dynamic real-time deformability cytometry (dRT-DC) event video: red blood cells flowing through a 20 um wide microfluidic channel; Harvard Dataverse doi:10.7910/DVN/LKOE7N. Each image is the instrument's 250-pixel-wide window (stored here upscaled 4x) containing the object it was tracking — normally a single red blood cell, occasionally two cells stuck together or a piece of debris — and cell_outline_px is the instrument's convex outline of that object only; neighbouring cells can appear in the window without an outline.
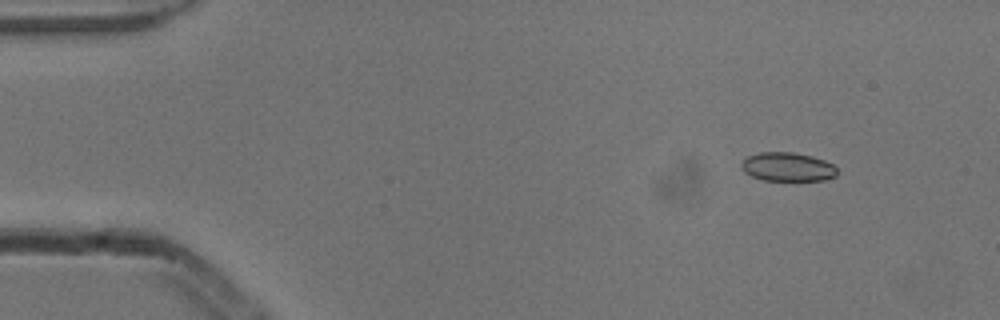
{"species": "common noctule bat (a hibernating species)", "species_latin": "Nyctalus noctula", "temperature_condition": "cold", "stored_images_in_passage": 4, "camera_frame_rate_fps": 3000, "um_per_image_px": 0.085, "animal": {"sex": "male", "body_mass_g": 13.3}, "frame": {"image": 1, "passage_image": 1, "time_ms": 0.0, "image_size_px": [1000, 320], "cell_outline_px": [[836, 176], [824, 180], [764, 180], [752, 176], [744, 172], [740, 164], [748, 156], [760, 152], [792, 152], [812, 156], [824, 160], [832, 164], [836, 168]], "centroid_in_image_um": [66.94, 14.18], "position_along_channel_um": 18.1, "area_um2": 15.95}}
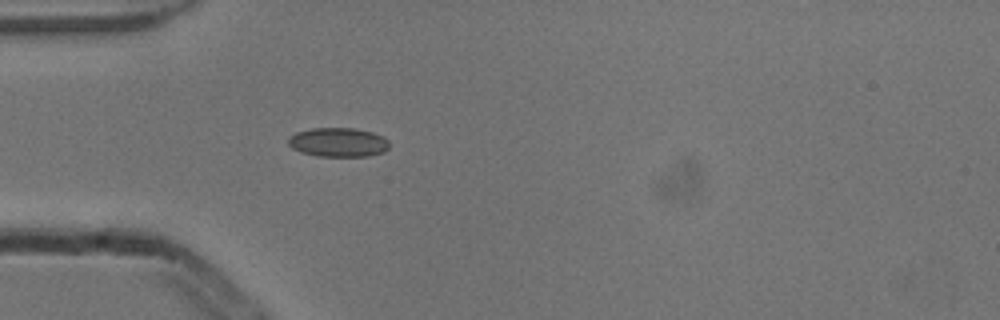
{"frame": {"image": 2, "passage_image": 4, "time_ms": 1.0, "image_size_px": [1000, 320], "cell_outline_px": [[388, 148], [384, 152], [368, 156], [320, 156], [300, 152], [292, 148], [288, 144], [288, 136], [296, 132], [312, 128], [352, 128], [372, 132], [388, 140]], "centroid_in_image_um": [28.71, 12.09], "position_along_channel_um": 56.3, "area_um2": 17.11}}